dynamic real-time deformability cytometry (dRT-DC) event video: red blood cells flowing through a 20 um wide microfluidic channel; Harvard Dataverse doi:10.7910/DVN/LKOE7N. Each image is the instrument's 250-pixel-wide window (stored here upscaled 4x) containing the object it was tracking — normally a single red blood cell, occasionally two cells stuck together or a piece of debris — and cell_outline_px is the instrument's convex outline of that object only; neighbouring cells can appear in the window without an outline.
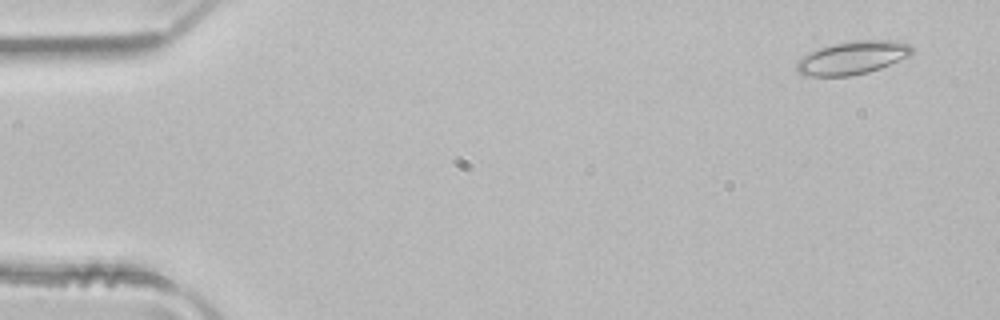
{"species": "common noctule bat (a hibernating species)", "species_latin": "Nyctalus noctula", "temperature_condition": "room temperature", "stored_images_in_passage": 3, "camera_frame_rate_fps": 3000, "um_per_image_px": 0.085, "animal": {"sex": "male", "body_mass_g": 21.5, "forearm_length_mm": 52.0}, "frame": {"image": 1, "passage_image": 1, "time_ms": 0.0, "image_size_px": [1000, 320], "cell_outline_px": [[916, 52], [908, 56], [880, 68], [868, 72], [848, 76], [804, 76], [796, 68], [796, 64], [804, 56], [820, 48], [832, 44], [856, 40], [892, 40], [912, 44], [916, 48]], "centroid_in_image_um": [72.54, 4.9], "position_along_channel_um": 12.5, "area_um2": 22.2}}